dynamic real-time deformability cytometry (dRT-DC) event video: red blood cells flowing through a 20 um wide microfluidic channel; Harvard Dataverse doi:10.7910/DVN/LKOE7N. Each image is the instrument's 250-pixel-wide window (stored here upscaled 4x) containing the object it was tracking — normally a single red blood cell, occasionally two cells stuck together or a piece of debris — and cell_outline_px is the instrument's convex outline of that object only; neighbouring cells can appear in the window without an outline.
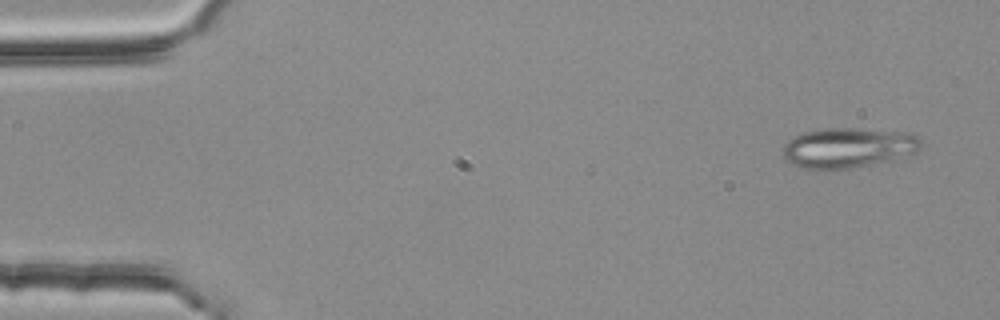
{"species": "common noctule bat (a hibernating species)", "species_latin": "Nyctalus noctula", "temperature_condition": "room temperature", "stored_images_in_passage": 3, "camera_frame_rate_fps": 3000, "um_per_image_px": 0.085, "animal": {"sex": "female", "body_mass_g": 25.1}, "frame": {"image": 1, "passage_image": 1, "time_ms": 0.0, "image_size_px": [1000, 320], "cell_outline_px": [[920, 148], [916, 152], [892, 160], [836, 172], [824, 172], [804, 168], [788, 160], [784, 156], [784, 144], [792, 136], [804, 132], [824, 128], [852, 128], [912, 132], [920, 140]], "centroid_in_image_um": [72.09, 12.58], "position_along_channel_um": 12.9, "area_um2": 32.95}}